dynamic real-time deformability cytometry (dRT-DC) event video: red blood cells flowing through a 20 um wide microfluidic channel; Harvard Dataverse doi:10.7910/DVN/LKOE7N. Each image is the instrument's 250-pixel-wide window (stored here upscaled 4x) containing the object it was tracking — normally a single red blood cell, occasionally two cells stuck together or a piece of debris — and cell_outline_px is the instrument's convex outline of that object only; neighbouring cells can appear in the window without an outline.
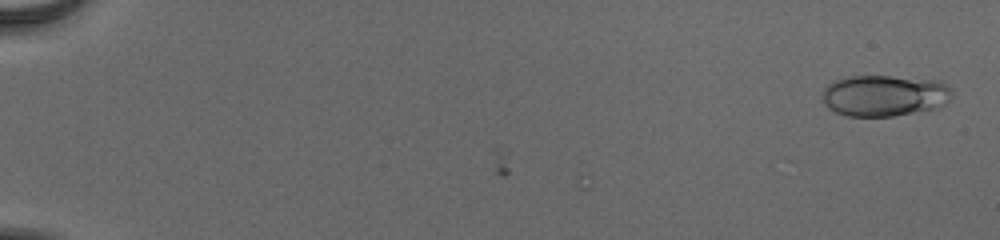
{"species": "human", "species_latin": "Homo sapiens", "temperature_condition": "cold", "stored_images_in_passage": 5, "camera_frame_rate_fps": 3000, "um_per_image_px": 0.085, "donor": {"sex": "male"}, "frame": {"image": 1, "passage_image": 2, "time_ms": 0.333, "image_size_px": [1000, 240], "cell_outline_px": [[952, 96], [940, 108], [892, 116], [848, 116], [836, 112], [828, 108], [824, 104], [824, 88], [828, 84], [836, 80], [852, 76], [892, 76], [940, 80], [952, 92]], "centroid_in_image_um": [75.2, 8.13], "position_along_channel_um": 9.8, "area_um2": 31.15}}